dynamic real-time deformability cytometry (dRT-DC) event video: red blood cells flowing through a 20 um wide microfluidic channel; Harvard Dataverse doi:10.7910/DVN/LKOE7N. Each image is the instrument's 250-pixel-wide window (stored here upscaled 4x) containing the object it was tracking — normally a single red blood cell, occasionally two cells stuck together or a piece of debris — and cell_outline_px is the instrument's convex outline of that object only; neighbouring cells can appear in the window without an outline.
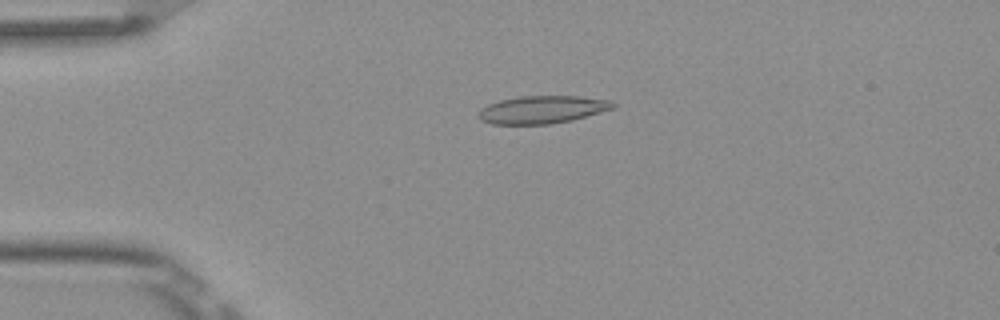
{"species": "Egyptian fruit bat (a non-hibernating species)", "species_latin": "Rousettus aegyptiacus", "temperature_condition": "room temperature", "stored_images_in_passage": 5, "camera_frame_rate_fps": 3000, "um_per_image_px": 0.085, "frame": {"image": 1, "passage_image": 5, "time_ms": 1.333, "image_size_px": [1000, 320], "cell_outline_px": [[616, 108], [572, 120], [548, 124], [492, 124], [480, 120], [476, 116], [480, 108], [488, 104], [500, 100], [520, 96], [580, 96], [608, 100], [616, 104]], "centroid_in_image_um": [46.07, 9.31], "position_along_channel_um": 38.9, "area_um2": 21.85}}